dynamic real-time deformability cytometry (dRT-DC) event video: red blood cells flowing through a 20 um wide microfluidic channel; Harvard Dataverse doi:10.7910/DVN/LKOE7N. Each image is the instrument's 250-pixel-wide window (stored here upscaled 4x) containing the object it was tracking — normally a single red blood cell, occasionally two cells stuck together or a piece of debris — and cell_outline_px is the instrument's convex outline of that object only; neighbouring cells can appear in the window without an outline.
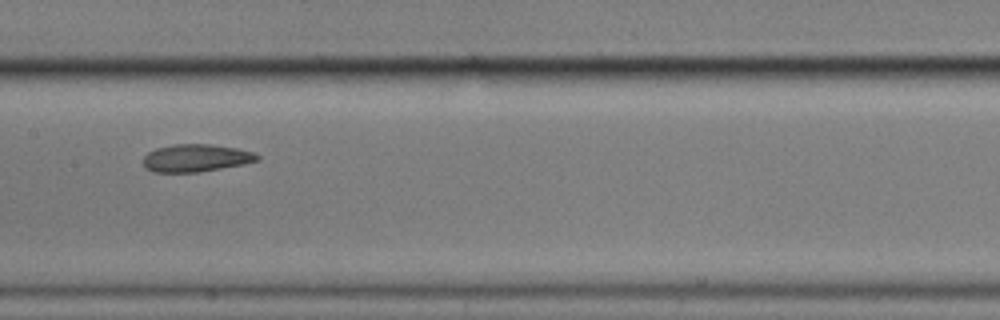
{"species": "common noctule bat (a hibernating species)", "species_latin": "Nyctalus noctula", "temperature_condition": "cold", "stored_images_in_passage": 15, "camera_frame_rate_fps": 3000, "um_per_image_px": 0.085, "animal": {"sex": "male", "body_mass_g": 17.9}, "frame": {"image": 1, "passage_image": 9, "time_ms": 10.333, "image_size_px": [1000, 320], "cell_outline_px": [[260, 160], [244, 164], [200, 172], [152, 172], [144, 168], [144, 156], [148, 152], [156, 148], [172, 144], [208, 144], [236, 148], [256, 152], [260, 156]], "centroid_in_image_um": [16.67, 13.43], "position_along_channel_um": 190.7, "area_um2": 18.5}}
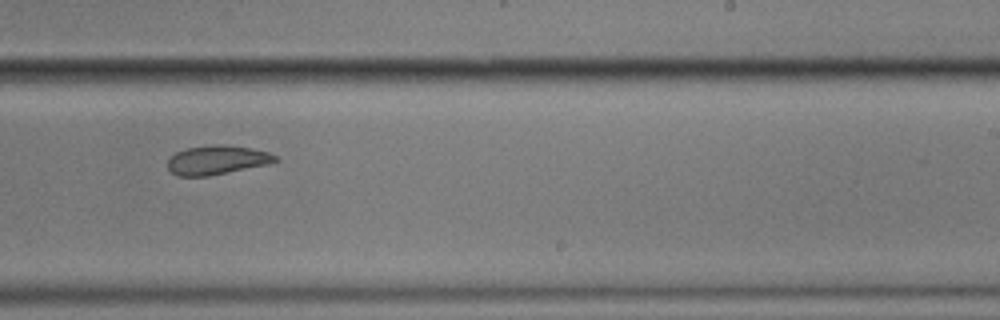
{"frame": {"image": 2, "passage_image": 11, "time_ms": 12.667, "image_size_px": [1000, 320], "cell_outline_px": [[280, 160], [268, 164], [208, 176], [176, 176], [168, 168], [168, 160], [176, 152], [188, 148], [216, 144], [220, 144], [252, 148], [268, 152], [276, 156]], "centroid_in_image_um": [18.45, 13.6], "position_along_channel_um": 270.5, "area_um2": 18.09}}